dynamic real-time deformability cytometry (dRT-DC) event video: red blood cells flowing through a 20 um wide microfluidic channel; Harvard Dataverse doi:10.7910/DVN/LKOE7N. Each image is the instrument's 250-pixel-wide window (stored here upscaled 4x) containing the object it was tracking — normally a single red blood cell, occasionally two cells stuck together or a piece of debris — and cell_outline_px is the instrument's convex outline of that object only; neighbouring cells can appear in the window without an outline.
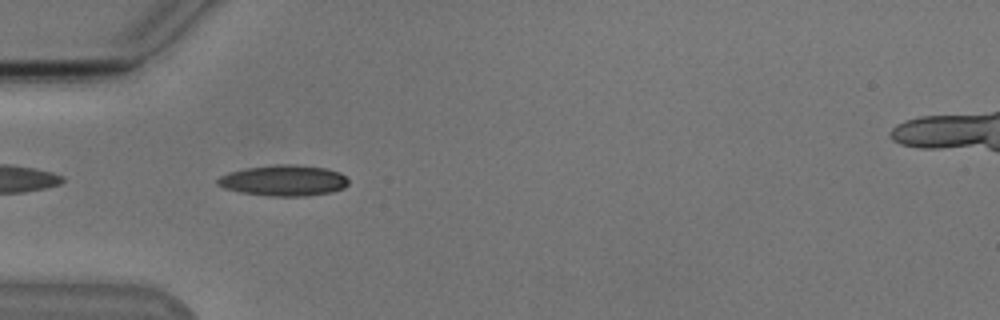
{"species": "Egyptian fruit bat (a non-hibernating species)", "species_latin": "Rousettus aegyptiacus", "temperature_condition": "cold", "stored_images_in_passage": 9, "camera_frame_rate_fps": 3000, "um_per_image_px": 0.085, "animal": {"sex": "male"}, "frame": {"image": 1, "passage_image": 3, "time_ms": 0.667, "image_size_px": [1000, 320], "cell_outline_px": [[348, 184], [344, 188], [332, 192], [308, 196], [268, 196], [240, 192], [224, 188], [216, 184], [216, 180], [220, 176], [228, 172], [248, 168], [276, 164], [296, 164], [324, 168], [340, 172], [348, 180]], "centroid_in_image_um": [24.11, 15.35], "position_along_channel_um": 60.9, "area_um2": 23.64}}